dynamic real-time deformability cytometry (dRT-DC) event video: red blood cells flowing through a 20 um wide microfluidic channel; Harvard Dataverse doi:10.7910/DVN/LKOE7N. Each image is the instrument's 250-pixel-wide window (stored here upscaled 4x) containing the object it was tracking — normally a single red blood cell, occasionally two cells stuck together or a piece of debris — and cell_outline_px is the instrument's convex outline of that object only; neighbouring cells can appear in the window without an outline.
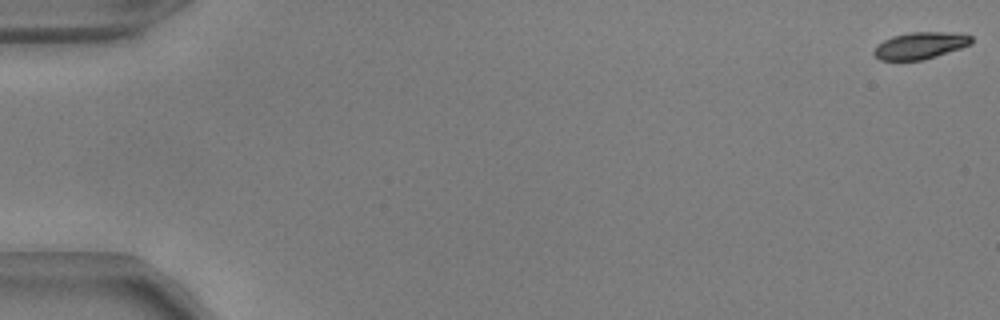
{"species": "common noctule bat (a hibernating species)", "species_latin": "Nyctalus noctula", "temperature_condition": "warm", "stored_images_in_passage": 54, "camera_frame_rate_fps": 3000, "um_per_image_px": 0.085, "animal": {"sex": "male", "body_mass_g": 17.9, "forearm_length_mm": 54.2}, "frame": {"image": 1, "passage_image": 1, "time_ms": 0.0, "image_size_px": [1000, 320], "cell_outline_px": [[972, 44], [924, 60], [880, 60], [872, 52], [884, 40], [892, 36], [908, 32], [944, 32], [972, 36]], "centroid_in_image_um": [78.21, 3.87], "position_along_channel_um": 6.8, "area_um2": 15.03}}
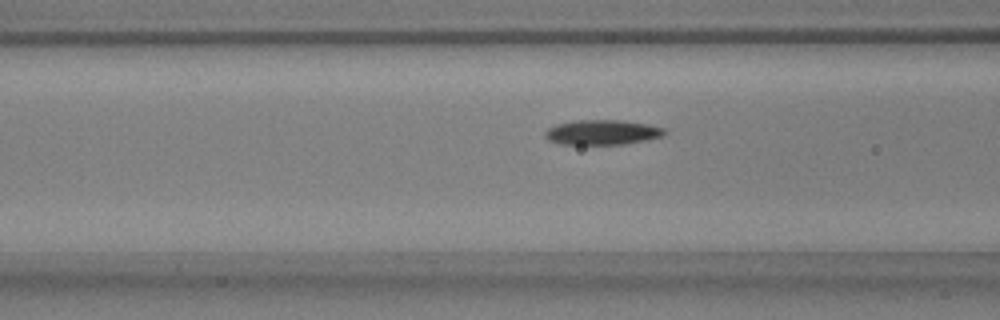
{"frame": {"image": 2, "passage_image": 22, "time_ms": 7.0, "image_size_px": [1000, 320], "cell_outline_px": [[668, 132], [664, 136], [648, 140], [624, 144], [560, 144], [548, 140], [544, 136], [544, 132], [548, 128], [556, 124], [576, 120], [620, 120], [648, 124], [664, 128]], "centroid_in_image_um": [51.21, 11.25], "position_along_channel_um": 115.4, "area_um2": 17.51}}
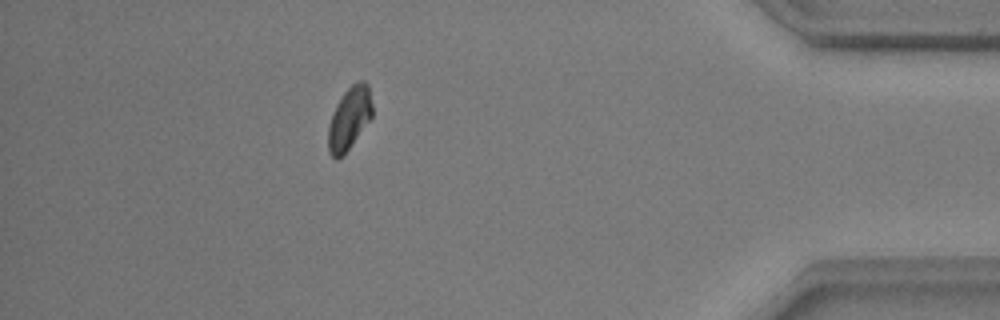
{"frame": {"image": 3, "passage_image": 48, "time_ms": 15.667, "image_size_px": [1000, 320], "cell_outline_px": [[372, 116], [344, 156], [336, 160], [328, 152], [328, 124], [332, 112], [336, 104], [344, 92], [356, 80], [364, 80], [368, 84], [372, 104]], "centroid_in_image_um": [29.67, 10.06], "position_along_channel_um": 405.5, "area_um2": 16.3}, "authors_computed_cell_mechanics": {"area_um2": 16.5886, "velocity_mm_per_s": 3.8394, "shape_relaxation_time_tau1_ms": 2.8286, "shape_relaxation_time_tau2_ms": null, "deformation_change_tau1": 0.1189, "deformation_change_tau2": null}}